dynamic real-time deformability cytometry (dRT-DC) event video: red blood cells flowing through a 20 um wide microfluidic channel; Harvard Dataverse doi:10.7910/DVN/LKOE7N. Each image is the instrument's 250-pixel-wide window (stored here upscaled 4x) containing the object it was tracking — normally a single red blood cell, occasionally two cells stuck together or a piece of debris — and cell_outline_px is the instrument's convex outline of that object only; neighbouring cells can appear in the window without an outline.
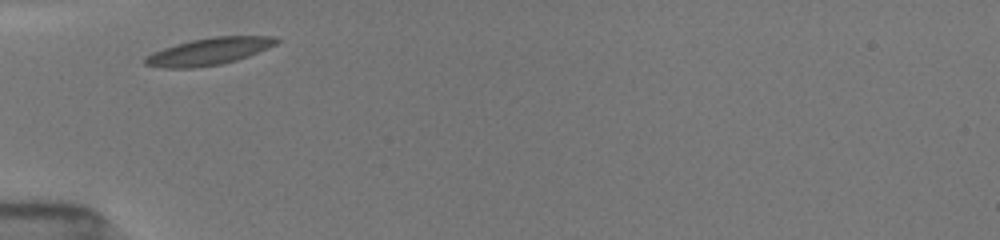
{"species": "common noctule bat (a hibernating species)", "species_latin": "Nyctalus noctula", "temperature_condition": "room temperature", "stored_images_in_passage": 25, "camera_frame_rate_fps": 3000, "um_per_image_px": 0.085, "animal": {"sex": "female", "body_mass_g": 19.5, "forearm_length_mm": 54.1}, "frame": {"image": 1, "passage_image": 1, "time_ms": 0.0, "image_size_px": [1000, 240], "cell_outline_px": [[280, 40], [276, 44], [268, 48], [248, 56], [236, 60], [220, 64], [192, 68], [164, 68], [144, 64], [144, 56], [152, 52], [176, 44], [192, 40], [212, 36], [272, 36]], "centroid_in_image_um": [17.74, 4.37], "position_along_channel_um": 67.3, "area_um2": 20.63}}
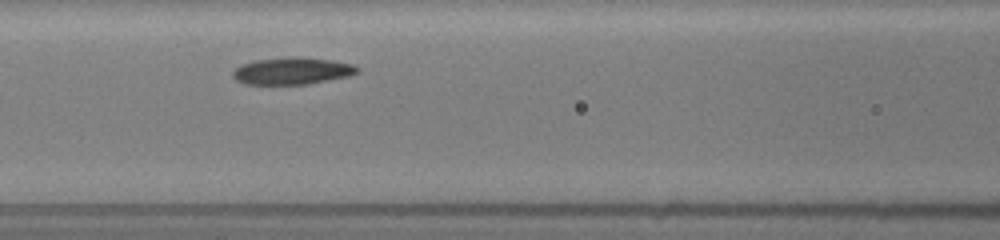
{"frame": {"image": 2, "passage_image": 6, "time_ms": 2.0, "image_size_px": [1000, 240], "cell_outline_px": [[360, 72], [348, 76], [308, 84], [244, 84], [236, 80], [232, 76], [232, 72], [240, 64], [256, 60], [296, 56], [332, 60], [356, 64], [360, 68]], "centroid_in_image_um": [24.87, 6.02], "position_along_channel_um": 141.7, "area_um2": 19.77}}
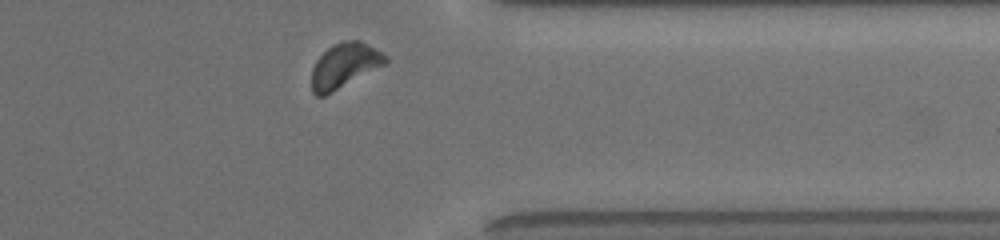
{"frame": {"image": 3, "passage_image": 23, "time_ms": 8.333, "image_size_px": [1000, 240], "cell_outline_px": [[388, 60], [384, 64], [332, 92], [324, 96], [316, 96], [312, 92], [312, 68], [316, 60], [332, 44], [344, 40], [360, 40], [368, 44], [388, 56]], "centroid_in_image_um": [29.26, 5.55], "position_along_channel_um": 382.1, "area_um2": 19.02}, "authors_computed_cell_mechanics": {"area_um2": 19.5364, "velocity_mm_per_s": 3.8673, "shape_relaxation_time_tau1_ms": null, "shape_relaxation_time_tau2_ms": 2.1132, "deformation_change_tau1": null, "deformation_change_tau2": 0.0638}}